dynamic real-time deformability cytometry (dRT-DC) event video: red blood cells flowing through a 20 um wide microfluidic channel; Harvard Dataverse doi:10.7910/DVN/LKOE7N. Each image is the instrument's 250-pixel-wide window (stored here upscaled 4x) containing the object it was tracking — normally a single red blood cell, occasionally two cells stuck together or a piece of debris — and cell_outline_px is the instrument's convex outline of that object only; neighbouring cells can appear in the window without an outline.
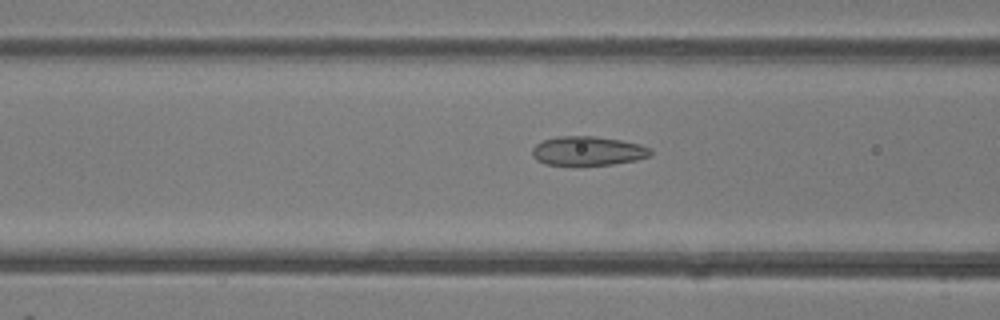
{"species": "common noctule bat (a hibernating species)", "species_latin": "Nyctalus noctula", "temperature_condition": "room temperature", "stored_images_in_passage": 7, "camera_frame_rate_fps": 3000, "um_per_image_px": 0.085, "animal": {"sex": "female"}, "frame": {"image": 1, "passage_image": 5, "time_ms": 1.333, "image_size_px": [1000, 320], "cell_outline_px": [[652, 156], [636, 160], [612, 164], [544, 164], [536, 160], [532, 156], [532, 148], [536, 144], [544, 140], [556, 136], [596, 136], [620, 140], [640, 144], [652, 148]], "centroid_in_image_um": [49.99, 12.81], "position_along_channel_um": 116.6, "area_um2": 20.06}}